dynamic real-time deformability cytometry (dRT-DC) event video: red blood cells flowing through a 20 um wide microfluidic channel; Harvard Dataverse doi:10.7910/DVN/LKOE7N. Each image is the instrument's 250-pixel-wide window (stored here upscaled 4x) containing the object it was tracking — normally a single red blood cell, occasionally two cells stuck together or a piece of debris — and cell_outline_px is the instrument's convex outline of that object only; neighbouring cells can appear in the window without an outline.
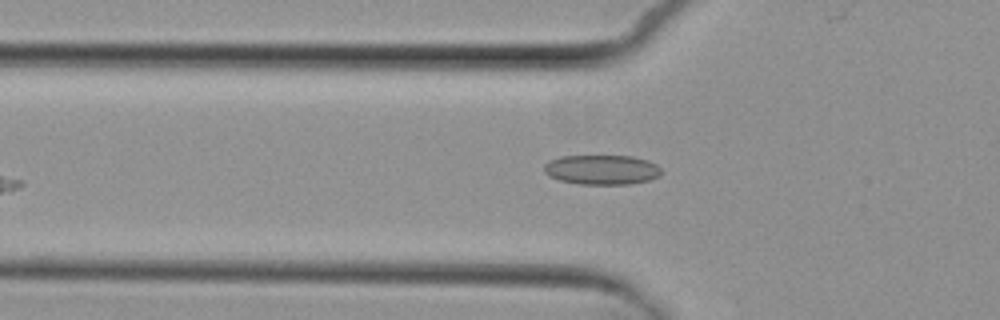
{"species": "common noctule bat (a hibernating species)", "species_latin": "Nyctalus noctula", "temperature_condition": "cold", "stored_images_in_passage": 5, "camera_frame_rate_fps": 3000, "um_per_image_px": 0.085, "animal": {"sex": "female", "body_mass_g": 29.2, "forearm_length_mm": 56.3}, "frame": {"image": 1, "passage_image": 5, "time_ms": 5.667, "image_size_px": [1000, 320], "cell_outline_px": [[664, 172], [660, 176], [648, 180], [632, 184], [580, 184], [560, 180], [548, 176], [544, 172], [544, 164], [548, 160], [560, 156], [632, 156], [648, 160], [656, 164]], "centroid_in_image_um": [51.16, 14.42], "position_along_channel_um": 74.6, "area_um2": 20.52}}